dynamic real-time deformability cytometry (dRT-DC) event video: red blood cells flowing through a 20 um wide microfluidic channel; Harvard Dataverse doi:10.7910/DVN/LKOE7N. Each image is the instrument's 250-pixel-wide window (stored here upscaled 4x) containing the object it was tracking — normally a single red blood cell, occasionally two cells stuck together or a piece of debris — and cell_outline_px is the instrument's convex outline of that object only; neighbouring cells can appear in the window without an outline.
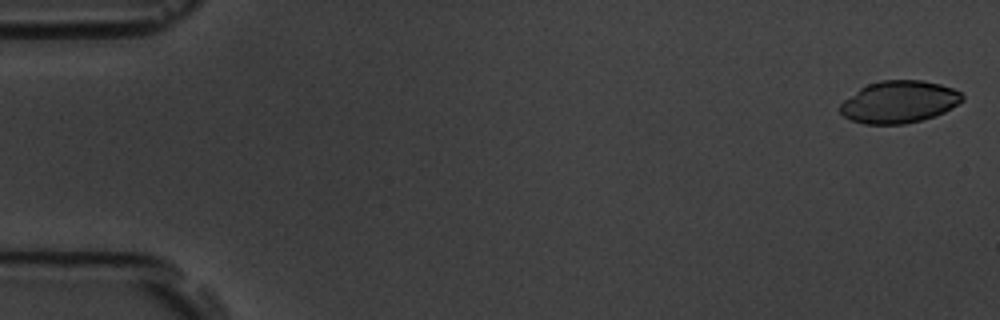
{"species": "common noctule bat (a hibernating species)", "species_latin": "Nyctalus noctula", "temperature_condition": "room temperature", "stored_images_in_passage": 5, "camera_frame_rate_fps": 3000, "um_per_image_px": 0.085, "animal": {"sex": "male", "body_mass_g": 19.5, "forearm_length_mm": 54.6}, "frame": {"image": 1, "passage_image": 1, "time_ms": 0.0, "image_size_px": [1000, 320], "cell_outline_px": [[964, 100], [944, 112], [936, 116], [904, 124], [864, 124], [852, 120], [844, 116], [840, 112], [840, 104], [844, 100], [860, 88], [868, 84], [880, 80], [920, 80], [940, 84], [952, 88], [960, 92], [964, 96]], "centroid_in_image_um": [76.43, 8.66], "position_along_channel_um": 8.6, "area_um2": 29.94}}